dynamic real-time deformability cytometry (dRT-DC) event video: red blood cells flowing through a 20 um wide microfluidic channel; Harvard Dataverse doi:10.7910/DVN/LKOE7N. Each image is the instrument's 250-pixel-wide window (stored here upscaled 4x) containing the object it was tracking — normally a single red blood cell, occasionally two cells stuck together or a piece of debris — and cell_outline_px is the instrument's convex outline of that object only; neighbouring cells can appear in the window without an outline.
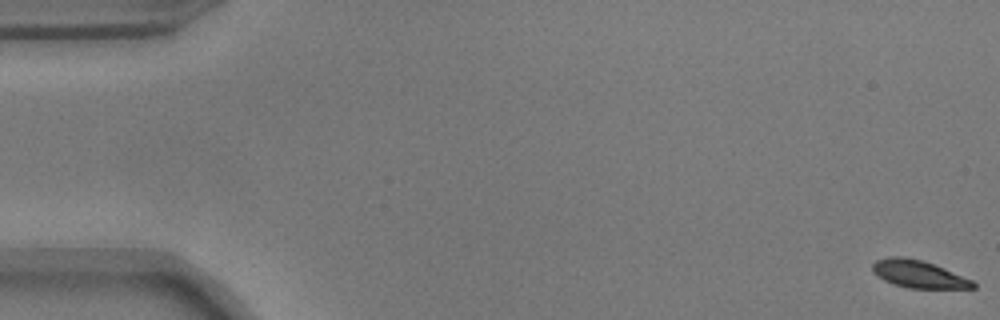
{"species": "common noctule bat (a hibernating species)", "species_latin": "Nyctalus noctula", "temperature_condition": "warm", "stored_images_in_passage": 18, "camera_frame_rate_fps": 3000, "um_per_image_px": 0.085, "animal": {"sex": "male", "body_mass_g": 17.9}, "frame": {"image": 1, "passage_image": 1, "time_ms": 0.0, "image_size_px": [1000, 320], "cell_outline_px": [[976, 288], [908, 288], [884, 280], [872, 272], [872, 264], [876, 260], [892, 256], [904, 256], [920, 260], [944, 268], [972, 280], [976, 284]], "centroid_in_image_um": [78.06, 23.29], "position_along_channel_um": 6.9, "area_um2": 15.9}}
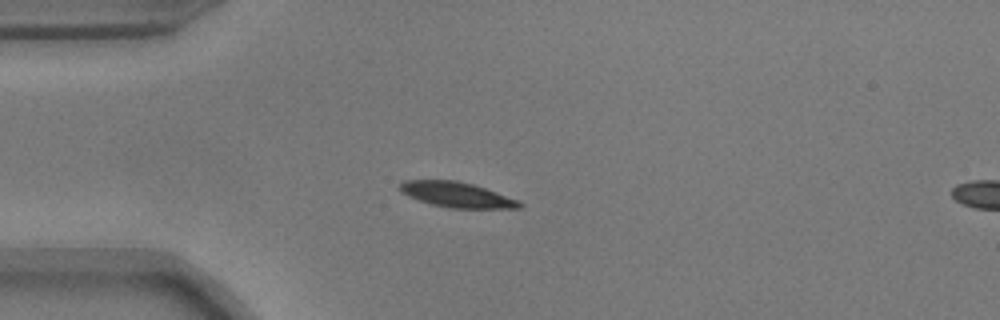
{"frame": {"image": 2, "passage_image": 15, "time_ms": 4.667, "image_size_px": [1000, 320], "cell_outline_px": [[524, 204], [520, 208], [448, 208], [432, 204], [408, 196], [400, 192], [400, 184], [404, 180], [456, 180], [472, 184], [520, 200]], "centroid_in_image_um": [38.84, 16.55], "position_along_channel_um": 46.2, "area_um2": 17.51}}